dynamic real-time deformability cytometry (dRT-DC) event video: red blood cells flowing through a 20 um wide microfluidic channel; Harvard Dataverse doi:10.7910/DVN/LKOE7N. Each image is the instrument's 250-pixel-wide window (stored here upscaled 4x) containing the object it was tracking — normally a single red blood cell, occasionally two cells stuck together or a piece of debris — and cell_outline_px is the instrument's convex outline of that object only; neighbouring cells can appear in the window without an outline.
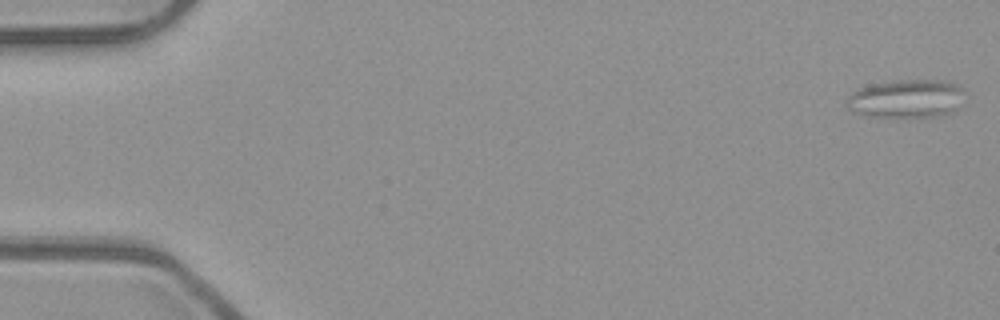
{"species": "common noctule bat (a hibernating species)", "species_latin": "Nyctalus noctula", "temperature_condition": "room temperature", "stored_images_in_passage": 53, "segment_of_instrument_passage": [1, 2], "camera_frame_rate_fps": 3000, "um_per_image_px": 0.085, "animal": {"sex": "male", "body_mass_g": 23.1, "forearm_length_mm": 52.7}, "frame": {"image": 1, "passage_image": 1, "time_ms": 0.0, "image_size_px": [1000, 320], "cell_outline_px": [[964, 88], [956, 108], [948, 112], [936, 116], [876, 116], [860, 112], [848, 108], [844, 104], [848, 96], [860, 88], [872, 84], [896, 80], [944, 80], [956, 84]], "centroid_in_image_um": [77.03, 8.35], "position_along_channel_um": 8.0, "area_um2": 25.61}}
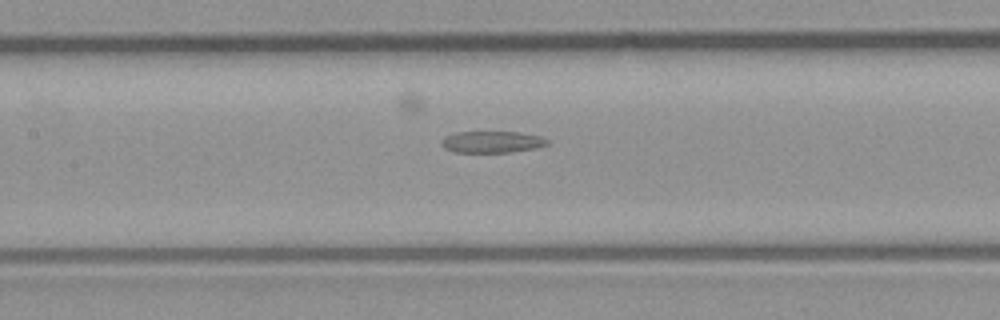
{"frame": {"image": 2, "passage_image": 25, "time_ms": 8.0, "image_size_px": [1000, 320], "cell_outline_px": [[548, 144], [532, 148], [508, 152], [456, 152], [444, 148], [440, 144], [440, 140], [444, 136], [456, 132], [520, 132], [540, 136], [548, 140]], "centroid_in_image_um": [41.75, 12.05], "position_along_channel_um": 165.7, "area_um2": 13.24}}
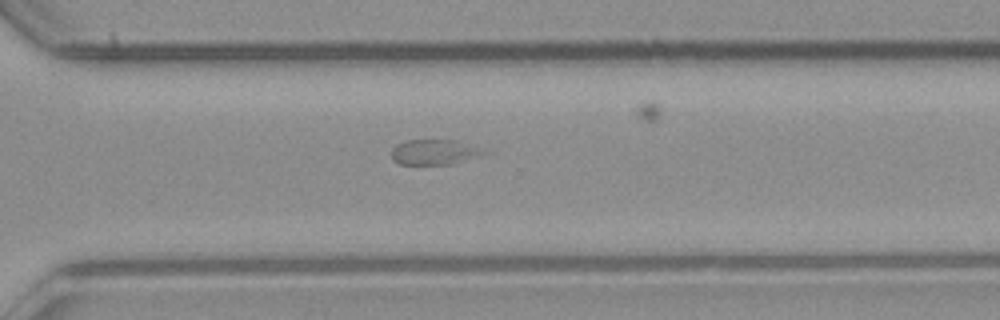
{"frame": {"image": 3, "passage_image": 38, "time_ms": 12.333, "image_size_px": [1000, 320], "cell_outline_px": [[484, 152], [452, 164], [400, 164], [392, 160], [392, 148], [396, 144], [408, 140], [456, 140]], "centroid_in_image_um": [36.74, 12.93], "position_along_channel_um": 333.9, "area_um2": 12.89}}